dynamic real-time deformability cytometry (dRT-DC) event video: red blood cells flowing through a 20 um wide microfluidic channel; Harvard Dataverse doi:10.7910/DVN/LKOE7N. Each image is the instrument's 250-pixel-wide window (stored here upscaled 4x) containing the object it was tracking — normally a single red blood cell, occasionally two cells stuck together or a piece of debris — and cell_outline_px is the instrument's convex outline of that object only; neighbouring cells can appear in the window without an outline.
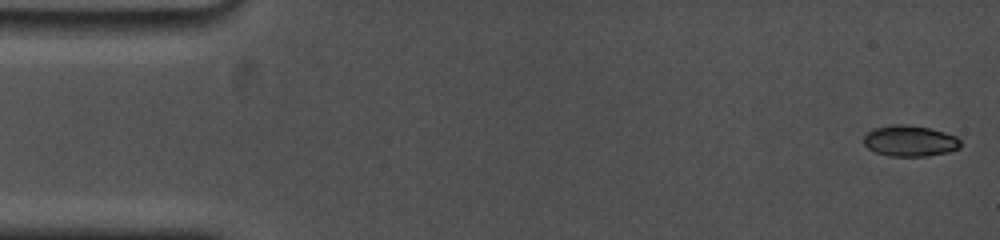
{"species": "common noctule bat (a hibernating species)", "species_latin": "Nyctalus noctula", "temperature_condition": "cold", "stored_images_in_passage": 54, "camera_frame_rate_fps": 5000, "um_per_image_px": 0.085, "animal": {"sex": "female", "body_mass_g": 19.0, "forearm_length_mm": 53.3}, "frame": {"image": 1, "passage_image": 1, "time_ms": 0.0, "image_size_px": [1000, 240], "cell_outline_px": [[960, 148], [948, 152], [928, 156], [888, 156], [876, 152], [868, 148], [864, 144], [864, 136], [872, 128], [892, 124], [908, 124], [928, 128], [944, 132], [956, 136], [960, 140]], "centroid_in_image_um": [77.33, 11.97], "position_along_channel_um": 7.7, "area_um2": 17.57}}
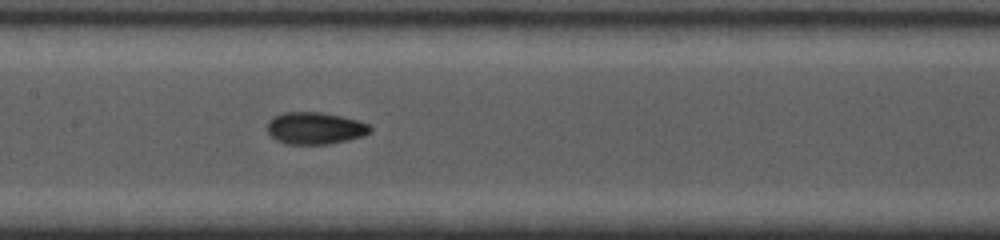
{"frame": {"image": 2, "passage_image": 28, "time_ms": 8.0, "image_size_px": [1000, 240], "cell_outline_px": [[372, 132], [364, 136], [348, 140], [328, 144], [284, 144], [276, 140], [268, 132], [268, 120], [272, 116], [284, 112], [320, 112], [340, 116], [356, 120], [368, 124], [372, 128]], "centroid_in_image_um": [26.77, 10.9], "position_along_channel_um": 180.6, "area_um2": 19.31}}
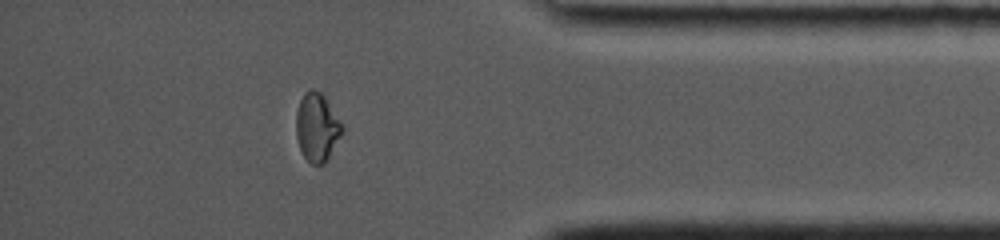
{"frame": {"image": 3, "passage_image": 48, "time_ms": 14.4, "image_size_px": [1000, 240], "cell_outline_px": [[344, 128], [340, 136], [324, 164], [312, 164], [304, 156], [300, 148], [296, 136], [296, 112], [300, 100], [304, 92], [312, 88], [320, 92], [324, 96], [344, 124]], "centroid_in_image_um": [26.95, 10.78], "position_along_channel_um": 408.3, "area_um2": 18.26}, "authors_computed_cell_mechanics": {"area_um2": 18.3804, "velocity_mm_per_s": 3.7561, "shape_relaxation_time_tau1_ms": 9.8531, "shape_relaxation_time_tau2_ms": null, "deformation_change_tau1": 0.2492, "deformation_change_tau2": null}}